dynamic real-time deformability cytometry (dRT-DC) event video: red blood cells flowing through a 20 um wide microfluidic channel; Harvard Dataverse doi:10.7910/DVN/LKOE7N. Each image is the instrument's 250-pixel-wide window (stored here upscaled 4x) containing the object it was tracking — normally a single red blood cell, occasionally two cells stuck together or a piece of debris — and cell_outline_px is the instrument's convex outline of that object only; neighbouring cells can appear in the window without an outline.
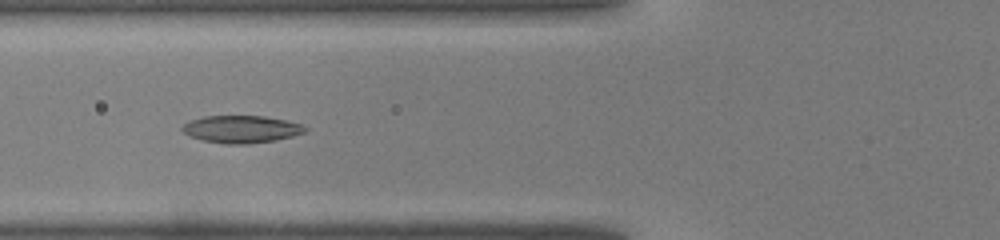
{"species": "common noctule bat (a hibernating species)", "species_latin": "Nyctalus noctula", "temperature_condition": "warm", "stored_images_in_passage": 29, "camera_frame_rate_fps": 3000, "um_per_image_px": 0.085, "animal": {"sex": "male", "body_mass_g": 19.0, "forearm_length_mm": 50.8}, "frame": {"image": 1, "passage_image": 3, "time_ms": 0.667, "image_size_px": [1000, 240], "cell_outline_px": [[308, 128], [304, 132], [292, 136], [276, 140], [248, 144], [224, 144], [204, 140], [188, 136], [180, 128], [184, 124], [192, 120], [204, 116], [264, 116], [284, 120], [300, 124]], "centroid_in_image_um": [20.49, 10.98], "position_along_channel_um": 105.3, "area_um2": 19.48}}
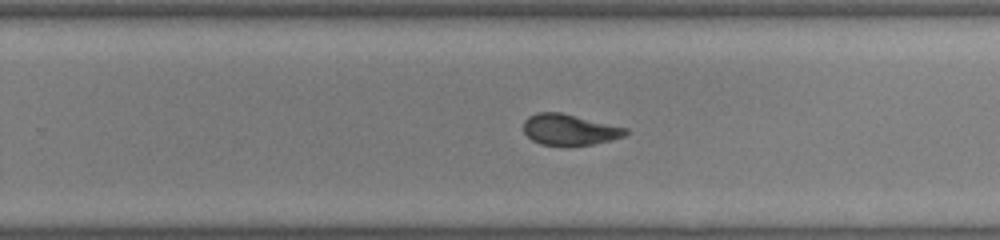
{"frame": {"image": 2, "passage_image": 14, "time_ms": 4.333, "image_size_px": [1000, 240], "cell_outline_px": [[628, 132], [624, 136], [612, 140], [592, 144], [568, 148], [560, 148], [540, 144], [532, 140], [524, 132], [524, 120], [528, 116], [536, 112], [560, 112], [628, 128]], "centroid_in_image_um": [48.39, 11.06], "position_along_channel_um": 281.4, "area_um2": 19.02}}
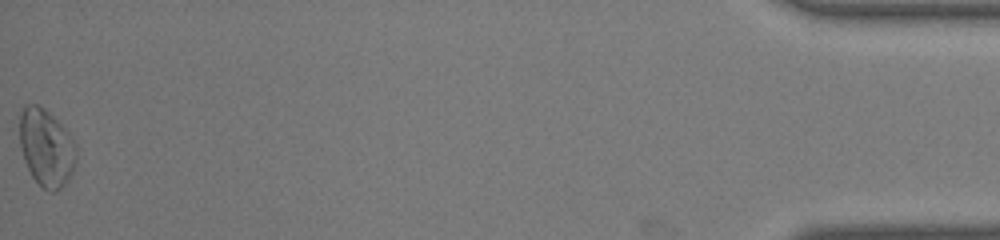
{"frame": {"image": 3, "passage_image": 29, "time_ms": 9.333, "image_size_px": [1000, 240], "cell_outline_px": [[76, 160], [72, 172], [68, 180], [56, 192], [52, 192], [44, 188], [32, 176], [24, 160], [20, 148], [20, 112], [28, 104], [36, 104], [44, 108], [68, 132], [76, 144]], "centroid_in_image_um": [3.94, 12.56], "position_along_channel_um": 431.3, "area_um2": 25.32}}